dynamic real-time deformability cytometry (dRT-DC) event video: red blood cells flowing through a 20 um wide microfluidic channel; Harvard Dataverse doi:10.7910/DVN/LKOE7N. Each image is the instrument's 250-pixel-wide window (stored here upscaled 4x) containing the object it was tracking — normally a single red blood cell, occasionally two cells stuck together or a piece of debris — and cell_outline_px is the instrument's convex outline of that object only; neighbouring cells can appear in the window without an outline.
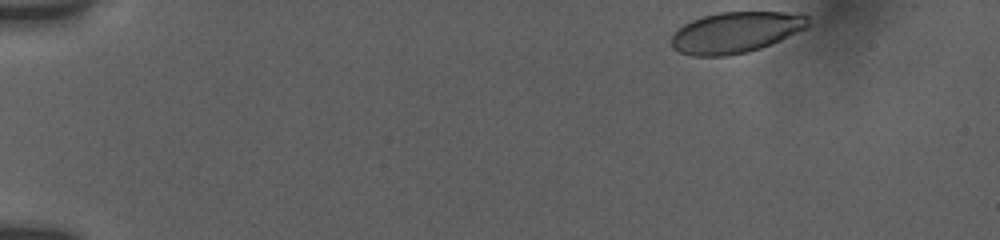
{"species": "human", "species_latin": "Homo sapiens", "temperature_condition": "room temperature", "stored_images_in_passage": 11, "camera_frame_rate_fps": 3000, "um_per_image_px": 0.085, "donor": {"sex": "female"}, "frame": {"image": 1, "passage_image": 1, "time_ms": 0.0, "image_size_px": [1000, 240], "cell_outline_px": [[808, 28], [772, 44], [748, 52], [728, 56], [692, 56], [680, 52], [672, 48], [672, 36], [684, 24], [692, 20], [704, 16], [720, 12], [784, 12], [808, 16]], "centroid_in_image_um": [62.55, 2.76], "position_along_channel_um": 22.5, "area_um2": 32.6}}
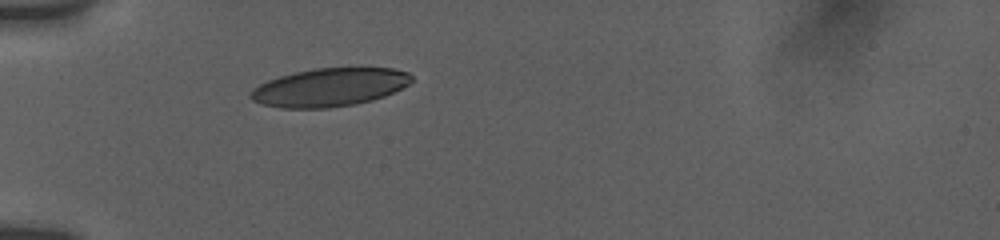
{"frame": {"image": 2, "passage_image": 8, "time_ms": 3.667, "image_size_px": [1000, 240], "cell_outline_px": [[412, 80], [408, 84], [384, 96], [372, 100], [352, 104], [328, 108], [280, 108], [260, 104], [252, 100], [248, 96], [252, 88], [268, 80], [280, 76], [312, 68], [392, 68], [408, 72], [412, 76]], "centroid_in_image_um": [27.96, 7.42], "position_along_channel_um": 57.0, "area_um2": 35.78}}
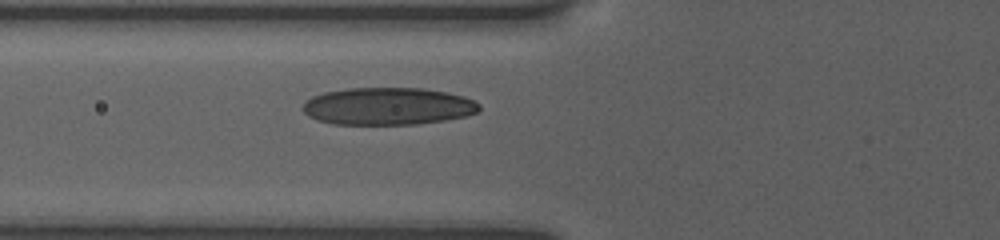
{"frame": {"image": 3, "passage_image": 11, "time_ms": 5.0, "image_size_px": [1000, 240], "cell_outline_px": [[480, 108], [476, 112], [464, 116], [444, 120], [416, 124], [332, 124], [316, 120], [308, 116], [300, 108], [312, 96], [324, 92], [348, 88], [424, 88], [448, 92], [464, 96], [480, 104]], "centroid_in_image_um": [32.94, 9.02], "position_along_channel_um": 92.9, "area_um2": 38.49}}